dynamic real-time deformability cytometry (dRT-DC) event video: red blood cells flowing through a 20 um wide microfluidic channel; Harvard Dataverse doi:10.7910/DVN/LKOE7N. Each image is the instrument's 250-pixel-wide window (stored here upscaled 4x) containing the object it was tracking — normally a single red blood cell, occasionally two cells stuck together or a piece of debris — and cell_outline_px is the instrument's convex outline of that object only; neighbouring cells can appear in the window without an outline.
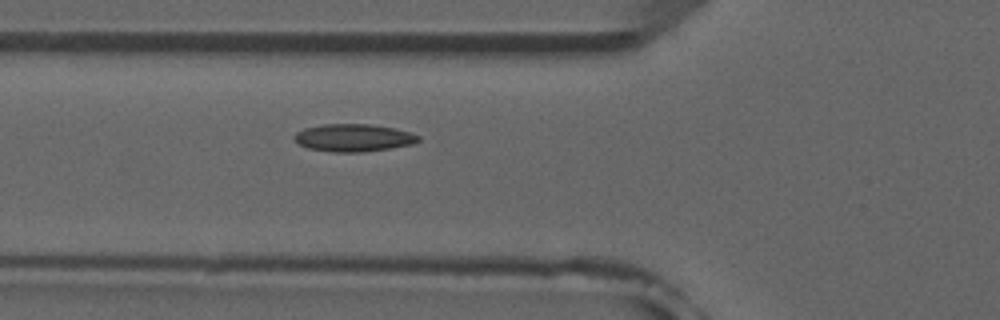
{"species": "common noctule bat (a hibernating species)", "species_latin": "Nyctalus noctula", "temperature_condition": "room temperature", "stored_images_in_passage": 6, "camera_frame_rate_fps": 3000, "um_per_image_px": 0.085, "animal": {"sex": "male", "forearm_length_mm": 52.5}, "frame": {"image": 1, "passage_image": 6, "time_ms": 5.667, "image_size_px": [1000, 320], "cell_outline_px": [[420, 140], [412, 144], [388, 148], [360, 152], [332, 152], [308, 148], [300, 144], [292, 136], [296, 132], [304, 128], [324, 124], [368, 124], [392, 128], [408, 132], [420, 136]], "centroid_in_image_um": [30.01, 11.71], "position_along_channel_um": 95.8, "area_um2": 19.65}}